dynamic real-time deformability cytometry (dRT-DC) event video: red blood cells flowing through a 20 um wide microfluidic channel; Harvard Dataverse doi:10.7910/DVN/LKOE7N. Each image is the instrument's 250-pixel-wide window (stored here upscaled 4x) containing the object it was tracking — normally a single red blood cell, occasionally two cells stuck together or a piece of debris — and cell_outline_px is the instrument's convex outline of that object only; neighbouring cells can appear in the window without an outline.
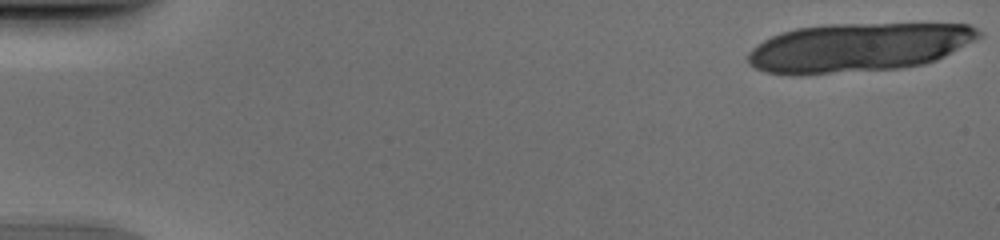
{"species": "human", "species_latin": "Homo sapiens", "temperature_condition": "cold", "stored_images_in_passage": 20, "camera_frame_rate_fps": 3000, "um_per_image_px": 0.085, "donor": {"sex": "male"}, "frame": {"image": 1, "passage_image": 1, "time_ms": 0.0, "image_size_px": [1000, 240], "cell_outline_px": [[984, 36], [936, 60], [924, 64], [900, 68], [828, 72], [768, 72], [756, 68], [748, 64], [748, 52], [756, 44], [772, 36], [796, 28], [828, 24], [968, 24], [976, 28]], "centroid_in_image_um": [73.02, 3.99], "position_along_channel_um": 12.0, "area_um2": 64.39}}
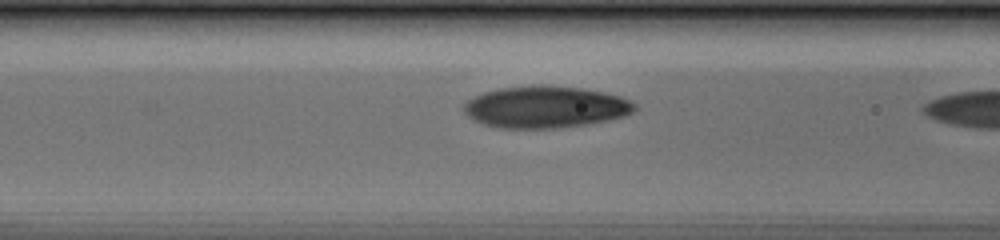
{"frame": {"image": 2, "passage_image": 19, "time_ms": 6.0, "image_size_px": [1000, 240], "cell_outline_px": [[636, 108], [632, 112], [624, 116], [608, 120], [560, 128], [500, 128], [484, 124], [468, 116], [464, 112], [464, 104], [468, 100], [484, 92], [500, 88], [532, 84], [548, 84], [584, 88], [604, 92], [620, 96], [636, 104]], "centroid_in_image_um": [46.37, 9.07], "position_along_channel_um": 120.2, "area_um2": 41.79}}